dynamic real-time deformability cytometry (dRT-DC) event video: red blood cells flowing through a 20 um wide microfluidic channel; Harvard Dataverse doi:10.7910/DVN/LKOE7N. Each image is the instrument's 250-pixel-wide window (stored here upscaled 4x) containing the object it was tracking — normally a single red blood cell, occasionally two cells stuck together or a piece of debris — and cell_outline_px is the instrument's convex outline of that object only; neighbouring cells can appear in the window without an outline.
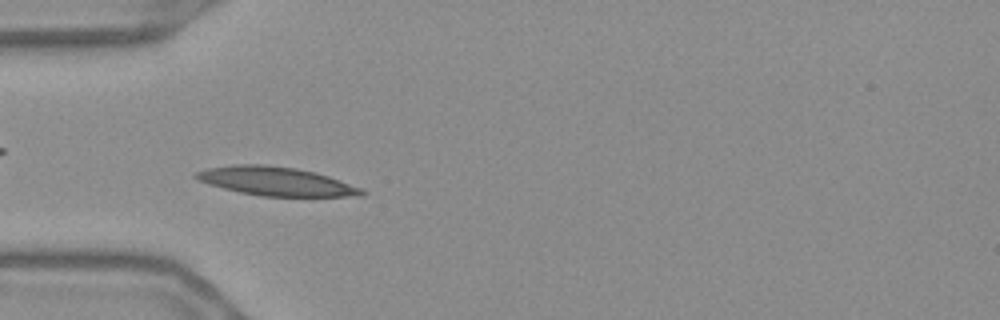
{"species": "Egyptian fruit bat (a non-hibernating species)", "species_latin": "Rousettus aegyptiacus", "temperature_condition": "warm", "stored_images_in_passage": 53, "camera_frame_rate_fps": 3000, "um_per_image_px": 0.085, "frame": {"image": 1, "passage_image": 14, "time_ms": 4.333, "image_size_px": [1000, 320], "cell_outline_px": [[368, 192], [364, 196], [260, 196], [240, 192], [208, 184], [196, 180], [192, 176], [196, 172], [208, 168], [236, 164], [260, 164], [296, 168], [316, 172], [328, 176], [360, 188]], "centroid_in_image_um": [23.44, 15.41], "position_along_channel_um": 61.6, "area_um2": 27.63}}
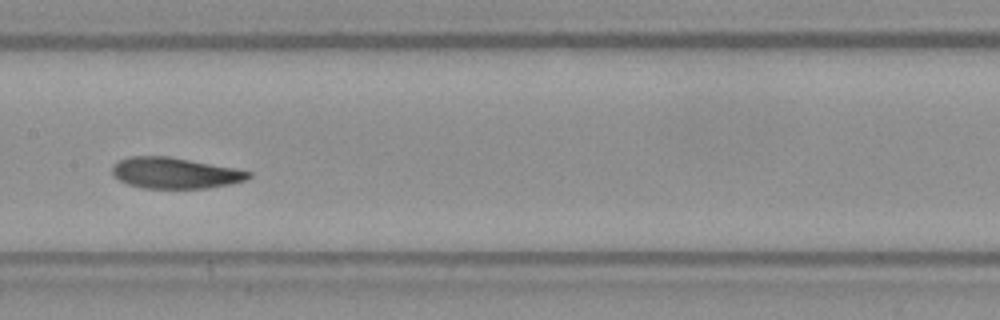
{"frame": {"image": 2, "passage_image": 25, "time_ms": 8.0, "image_size_px": [1000, 320], "cell_outline_px": [[252, 176], [244, 180], [228, 184], [208, 188], [144, 188], [128, 184], [112, 176], [112, 164], [128, 156], [168, 156], [232, 168], [252, 172]], "centroid_in_image_um": [14.81, 14.7], "position_along_channel_um": 192.6, "area_um2": 24.39}}
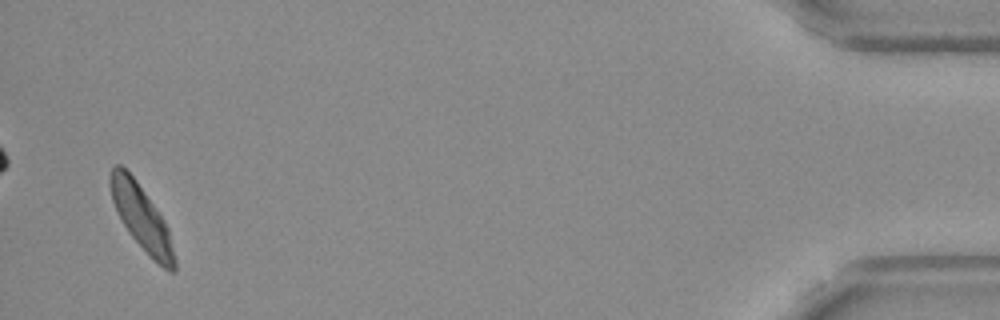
{"frame": {"image": 3, "passage_image": 51, "time_ms": 16.667, "image_size_px": [1000, 320], "cell_outline_px": [[176, 272], [172, 272], [164, 268], [152, 260], [132, 236], [124, 224], [112, 200], [108, 184], [108, 176], [112, 168], [116, 164], [120, 164], [136, 180], [156, 208], [164, 220], [168, 228], [176, 260]], "centroid_in_image_um": [12.03, 18.51], "position_along_channel_um": 423.2, "area_um2": 24.04}, "authors_computed_cell_mechanics": {"area_um2": 25.2008, "velocity_mm_per_s": 3.6257, "shape_relaxation_time_tau1_ms": 3.8097, "shape_relaxation_time_tau2_ms": 2.2084, "deformation_change_tau1": 0.1343, "deformation_change_tau2": 0.0615}}